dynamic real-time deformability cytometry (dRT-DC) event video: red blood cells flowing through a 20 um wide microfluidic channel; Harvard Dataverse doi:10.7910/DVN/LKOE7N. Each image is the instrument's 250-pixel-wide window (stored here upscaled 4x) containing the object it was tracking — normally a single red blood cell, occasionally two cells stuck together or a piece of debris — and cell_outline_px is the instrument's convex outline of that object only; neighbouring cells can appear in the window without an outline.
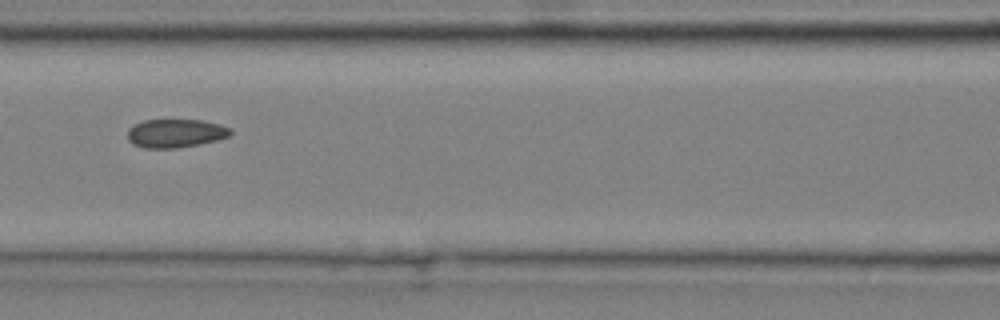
{"species": "common noctule bat (a hibernating species)", "species_latin": "Nyctalus noctula", "temperature_condition": "cold", "stored_images_in_passage": 4, "camera_frame_rate_fps": 3000, "um_per_image_px": 0.085, "animal": {"sex": "male", "body_mass_g": 20.4}, "frame": {"image": 1, "passage_image": 4, "time_ms": 1.0, "image_size_px": [1000, 320], "cell_outline_px": [[232, 132], [228, 136], [216, 140], [200, 144], [176, 148], [144, 148], [132, 144], [128, 140], [128, 128], [144, 120], [200, 120], [220, 124], [232, 128]], "centroid_in_image_um": [14.92, 11.33], "position_along_channel_um": 151.7, "area_um2": 17.11}}